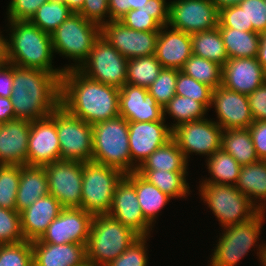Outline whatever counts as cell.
Segmentation results:
<instances>
[{"mask_svg": "<svg viewBox=\"0 0 266 266\" xmlns=\"http://www.w3.org/2000/svg\"><path fill=\"white\" fill-rule=\"evenodd\" d=\"M60 105L90 125L119 116V88L90 79L78 69L61 76Z\"/></svg>", "mask_w": 266, "mask_h": 266, "instance_id": "1", "label": "cell"}, {"mask_svg": "<svg viewBox=\"0 0 266 266\" xmlns=\"http://www.w3.org/2000/svg\"><path fill=\"white\" fill-rule=\"evenodd\" d=\"M61 80L53 73L13 65L10 97L15 118L44 119L60 106Z\"/></svg>", "mask_w": 266, "mask_h": 266, "instance_id": "2", "label": "cell"}, {"mask_svg": "<svg viewBox=\"0 0 266 266\" xmlns=\"http://www.w3.org/2000/svg\"><path fill=\"white\" fill-rule=\"evenodd\" d=\"M10 39L6 40L7 62L13 65L40 69L55 74L60 80L63 68L53 69L51 35L30 21L9 20Z\"/></svg>", "mask_w": 266, "mask_h": 266, "instance_id": "3", "label": "cell"}, {"mask_svg": "<svg viewBox=\"0 0 266 266\" xmlns=\"http://www.w3.org/2000/svg\"><path fill=\"white\" fill-rule=\"evenodd\" d=\"M140 236L108 214L93 216L86 244L91 266H106L121 255Z\"/></svg>", "mask_w": 266, "mask_h": 266, "instance_id": "4", "label": "cell"}, {"mask_svg": "<svg viewBox=\"0 0 266 266\" xmlns=\"http://www.w3.org/2000/svg\"><path fill=\"white\" fill-rule=\"evenodd\" d=\"M92 161L131 173L128 121L122 116L92 125Z\"/></svg>", "mask_w": 266, "mask_h": 266, "instance_id": "5", "label": "cell"}, {"mask_svg": "<svg viewBox=\"0 0 266 266\" xmlns=\"http://www.w3.org/2000/svg\"><path fill=\"white\" fill-rule=\"evenodd\" d=\"M50 35L53 52L79 63L65 66L63 70L77 69L88 58L95 41L101 36V26L86 20L79 13H73Z\"/></svg>", "mask_w": 266, "mask_h": 266, "instance_id": "6", "label": "cell"}, {"mask_svg": "<svg viewBox=\"0 0 266 266\" xmlns=\"http://www.w3.org/2000/svg\"><path fill=\"white\" fill-rule=\"evenodd\" d=\"M200 195L223 227L246 222L260 210L235 185L202 182Z\"/></svg>", "mask_w": 266, "mask_h": 266, "instance_id": "7", "label": "cell"}, {"mask_svg": "<svg viewBox=\"0 0 266 266\" xmlns=\"http://www.w3.org/2000/svg\"><path fill=\"white\" fill-rule=\"evenodd\" d=\"M124 176L113 167L93 161L83 162L81 208L92 216L108 214L115 187Z\"/></svg>", "mask_w": 266, "mask_h": 266, "instance_id": "8", "label": "cell"}, {"mask_svg": "<svg viewBox=\"0 0 266 266\" xmlns=\"http://www.w3.org/2000/svg\"><path fill=\"white\" fill-rule=\"evenodd\" d=\"M264 211L252 219L224 227L211 257L210 266H235L245 256L261 234Z\"/></svg>", "mask_w": 266, "mask_h": 266, "instance_id": "9", "label": "cell"}, {"mask_svg": "<svg viewBox=\"0 0 266 266\" xmlns=\"http://www.w3.org/2000/svg\"><path fill=\"white\" fill-rule=\"evenodd\" d=\"M56 123L62 160L92 161V125L73 116L61 105L50 114Z\"/></svg>", "mask_w": 266, "mask_h": 266, "instance_id": "10", "label": "cell"}, {"mask_svg": "<svg viewBox=\"0 0 266 266\" xmlns=\"http://www.w3.org/2000/svg\"><path fill=\"white\" fill-rule=\"evenodd\" d=\"M127 64L128 59L100 36L88 58L77 69L90 79L120 89L127 82Z\"/></svg>", "mask_w": 266, "mask_h": 266, "instance_id": "11", "label": "cell"}, {"mask_svg": "<svg viewBox=\"0 0 266 266\" xmlns=\"http://www.w3.org/2000/svg\"><path fill=\"white\" fill-rule=\"evenodd\" d=\"M49 194L55 197L63 208H81L83 162L57 160L44 166Z\"/></svg>", "mask_w": 266, "mask_h": 266, "instance_id": "12", "label": "cell"}, {"mask_svg": "<svg viewBox=\"0 0 266 266\" xmlns=\"http://www.w3.org/2000/svg\"><path fill=\"white\" fill-rule=\"evenodd\" d=\"M168 25L188 34L212 30L219 26V9L211 0H174Z\"/></svg>", "mask_w": 266, "mask_h": 266, "instance_id": "13", "label": "cell"}, {"mask_svg": "<svg viewBox=\"0 0 266 266\" xmlns=\"http://www.w3.org/2000/svg\"><path fill=\"white\" fill-rule=\"evenodd\" d=\"M223 129L212 120L186 122L173 129L172 138L188 161L189 153L211 156L221 149Z\"/></svg>", "mask_w": 266, "mask_h": 266, "instance_id": "14", "label": "cell"}, {"mask_svg": "<svg viewBox=\"0 0 266 266\" xmlns=\"http://www.w3.org/2000/svg\"><path fill=\"white\" fill-rule=\"evenodd\" d=\"M158 34L133 30L120 21H107L101 26V36L127 59L155 55Z\"/></svg>", "mask_w": 266, "mask_h": 266, "instance_id": "15", "label": "cell"}, {"mask_svg": "<svg viewBox=\"0 0 266 266\" xmlns=\"http://www.w3.org/2000/svg\"><path fill=\"white\" fill-rule=\"evenodd\" d=\"M93 216L82 208H63L40 239L31 243L87 244Z\"/></svg>", "mask_w": 266, "mask_h": 266, "instance_id": "16", "label": "cell"}, {"mask_svg": "<svg viewBox=\"0 0 266 266\" xmlns=\"http://www.w3.org/2000/svg\"><path fill=\"white\" fill-rule=\"evenodd\" d=\"M164 122L165 120L128 122L131 173L136 171L156 149L172 139L173 130Z\"/></svg>", "mask_w": 266, "mask_h": 266, "instance_id": "17", "label": "cell"}, {"mask_svg": "<svg viewBox=\"0 0 266 266\" xmlns=\"http://www.w3.org/2000/svg\"><path fill=\"white\" fill-rule=\"evenodd\" d=\"M215 107L218 122L223 129H245L254 122L248 97L224 86L213 89L211 106Z\"/></svg>", "mask_w": 266, "mask_h": 266, "instance_id": "18", "label": "cell"}, {"mask_svg": "<svg viewBox=\"0 0 266 266\" xmlns=\"http://www.w3.org/2000/svg\"><path fill=\"white\" fill-rule=\"evenodd\" d=\"M61 160L56 123L50 117L31 121L27 165L45 166Z\"/></svg>", "mask_w": 266, "mask_h": 266, "instance_id": "19", "label": "cell"}, {"mask_svg": "<svg viewBox=\"0 0 266 266\" xmlns=\"http://www.w3.org/2000/svg\"><path fill=\"white\" fill-rule=\"evenodd\" d=\"M108 215L130 227L139 236L148 237L152 229L143 216L135 186L125 176L115 187Z\"/></svg>", "mask_w": 266, "mask_h": 266, "instance_id": "20", "label": "cell"}, {"mask_svg": "<svg viewBox=\"0 0 266 266\" xmlns=\"http://www.w3.org/2000/svg\"><path fill=\"white\" fill-rule=\"evenodd\" d=\"M119 115L128 122L165 120L163 107L147 88L127 83L119 89Z\"/></svg>", "mask_w": 266, "mask_h": 266, "instance_id": "21", "label": "cell"}, {"mask_svg": "<svg viewBox=\"0 0 266 266\" xmlns=\"http://www.w3.org/2000/svg\"><path fill=\"white\" fill-rule=\"evenodd\" d=\"M266 82V72L257 58L228 59L223 65L222 86L249 95Z\"/></svg>", "mask_w": 266, "mask_h": 266, "instance_id": "22", "label": "cell"}, {"mask_svg": "<svg viewBox=\"0 0 266 266\" xmlns=\"http://www.w3.org/2000/svg\"><path fill=\"white\" fill-rule=\"evenodd\" d=\"M31 121L15 118L0 125V165H27Z\"/></svg>", "mask_w": 266, "mask_h": 266, "instance_id": "23", "label": "cell"}, {"mask_svg": "<svg viewBox=\"0 0 266 266\" xmlns=\"http://www.w3.org/2000/svg\"><path fill=\"white\" fill-rule=\"evenodd\" d=\"M168 27L162 26L159 31L155 56L163 68L180 70L192 55L191 34L172 28L166 32Z\"/></svg>", "mask_w": 266, "mask_h": 266, "instance_id": "24", "label": "cell"}, {"mask_svg": "<svg viewBox=\"0 0 266 266\" xmlns=\"http://www.w3.org/2000/svg\"><path fill=\"white\" fill-rule=\"evenodd\" d=\"M62 209L60 202L49 194L22 210L20 216L24 239L27 241L40 239Z\"/></svg>", "mask_w": 266, "mask_h": 266, "instance_id": "25", "label": "cell"}, {"mask_svg": "<svg viewBox=\"0 0 266 266\" xmlns=\"http://www.w3.org/2000/svg\"><path fill=\"white\" fill-rule=\"evenodd\" d=\"M33 266H85L86 245L32 243Z\"/></svg>", "mask_w": 266, "mask_h": 266, "instance_id": "26", "label": "cell"}, {"mask_svg": "<svg viewBox=\"0 0 266 266\" xmlns=\"http://www.w3.org/2000/svg\"><path fill=\"white\" fill-rule=\"evenodd\" d=\"M46 195H49V187L44 166L22 165L16 194V210L20 213Z\"/></svg>", "mask_w": 266, "mask_h": 266, "instance_id": "27", "label": "cell"}, {"mask_svg": "<svg viewBox=\"0 0 266 266\" xmlns=\"http://www.w3.org/2000/svg\"><path fill=\"white\" fill-rule=\"evenodd\" d=\"M119 21L137 31H160L162 26H168L169 3L166 0H148L144 7L130 10Z\"/></svg>", "mask_w": 266, "mask_h": 266, "instance_id": "28", "label": "cell"}, {"mask_svg": "<svg viewBox=\"0 0 266 266\" xmlns=\"http://www.w3.org/2000/svg\"><path fill=\"white\" fill-rule=\"evenodd\" d=\"M125 177L135 186L143 216L152 226L158 212L171 200V197L163 193L154 184L149 183L136 171L126 174Z\"/></svg>", "mask_w": 266, "mask_h": 266, "instance_id": "29", "label": "cell"}, {"mask_svg": "<svg viewBox=\"0 0 266 266\" xmlns=\"http://www.w3.org/2000/svg\"><path fill=\"white\" fill-rule=\"evenodd\" d=\"M235 186L242 194L246 195L260 211L265 212L264 207L266 203L261 201L266 202V160H258L257 162L241 166ZM257 198L260 199L259 201L261 202L260 204L258 203V205L256 202Z\"/></svg>", "mask_w": 266, "mask_h": 266, "instance_id": "30", "label": "cell"}, {"mask_svg": "<svg viewBox=\"0 0 266 266\" xmlns=\"http://www.w3.org/2000/svg\"><path fill=\"white\" fill-rule=\"evenodd\" d=\"M221 149L231 155L241 166L259 160L249 128L223 130Z\"/></svg>", "mask_w": 266, "mask_h": 266, "instance_id": "31", "label": "cell"}, {"mask_svg": "<svg viewBox=\"0 0 266 266\" xmlns=\"http://www.w3.org/2000/svg\"><path fill=\"white\" fill-rule=\"evenodd\" d=\"M187 163L177 142L172 138L166 144L156 149L137 170L187 171Z\"/></svg>", "mask_w": 266, "mask_h": 266, "instance_id": "32", "label": "cell"}, {"mask_svg": "<svg viewBox=\"0 0 266 266\" xmlns=\"http://www.w3.org/2000/svg\"><path fill=\"white\" fill-rule=\"evenodd\" d=\"M229 59L256 58L260 45V34L233 28H219Z\"/></svg>", "mask_w": 266, "mask_h": 266, "instance_id": "33", "label": "cell"}, {"mask_svg": "<svg viewBox=\"0 0 266 266\" xmlns=\"http://www.w3.org/2000/svg\"><path fill=\"white\" fill-rule=\"evenodd\" d=\"M192 54L224 65L229 59L219 28L191 34Z\"/></svg>", "mask_w": 266, "mask_h": 266, "instance_id": "34", "label": "cell"}, {"mask_svg": "<svg viewBox=\"0 0 266 266\" xmlns=\"http://www.w3.org/2000/svg\"><path fill=\"white\" fill-rule=\"evenodd\" d=\"M136 172L171 198H183L190 194V187L185 178L187 171L136 170Z\"/></svg>", "mask_w": 266, "mask_h": 266, "instance_id": "35", "label": "cell"}, {"mask_svg": "<svg viewBox=\"0 0 266 266\" xmlns=\"http://www.w3.org/2000/svg\"><path fill=\"white\" fill-rule=\"evenodd\" d=\"M206 161L211 178L205 179L203 182L236 185L241 165L231 155L219 149Z\"/></svg>", "mask_w": 266, "mask_h": 266, "instance_id": "36", "label": "cell"}, {"mask_svg": "<svg viewBox=\"0 0 266 266\" xmlns=\"http://www.w3.org/2000/svg\"><path fill=\"white\" fill-rule=\"evenodd\" d=\"M163 69L155 55L128 59L127 84L148 88Z\"/></svg>", "mask_w": 266, "mask_h": 266, "instance_id": "37", "label": "cell"}, {"mask_svg": "<svg viewBox=\"0 0 266 266\" xmlns=\"http://www.w3.org/2000/svg\"><path fill=\"white\" fill-rule=\"evenodd\" d=\"M74 12L62 0L42 4L30 22L43 32L52 34Z\"/></svg>", "mask_w": 266, "mask_h": 266, "instance_id": "38", "label": "cell"}, {"mask_svg": "<svg viewBox=\"0 0 266 266\" xmlns=\"http://www.w3.org/2000/svg\"><path fill=\"white\" fill-rule=\"evenodd\" d=\"M180 71L213 89L222 85L223 66L194 54L184 63Z\"/></svg>", "mask_w": 266, "mask_h": 266, "instance_id": "39", "label": "cell"}, {"mask_svg": "<svg viewBox=\"0 0 266 266\" xmlns=\"http://www.w3.org/2000/svg\"><path fill=\"white\" fill-rule=\"evenodd\" d=\"M207 108L200 102L184 96L175 95L164 107V118L166 113L177 120L176 124L171 125L173 130L178 125L186 122L205 119L204 115Z\"/></svg>", "mask_w": 266, "mask_h": 266, "instance_id": "40", "label": "cell"}, {"mask_svg": "<svg viewBox=\"0 0 266 266\" xmlns=\"http://www.w3.org/2000/svg\"><path fill=\"white\" fill-rule=\"evenodd\" d=\"M21 166L0 165V207L4 209L16 210Z\"/></svg>", "mask_w": 266, "mask_h": 266, "instance_id": "41", "label": "cell"}, {"mask_svg": "<svg viewBox=\"0 0 266 266\" xmlns=\"http://www.w3.org/2000/svg\"><path fill=\"white\" fill-rule=\"evenodd\" d=\"M175 91L176 95L192 98L202 103L207 109L211 107L213 88L205 83L196 81L180 70H178Z\"/></svg>", "mask_w": 266, "mask_h": 266, "instance_id": "42", "label": "cell"}, {"mask_svg": "<svg viewBox=\"0 0 266 266\" xmlns=\"http://www.w3.org/2000/svg\"><path fill=\"white\" fill-rule=\"evenodd\" d=\"M178 69L163 68L157 79L147 88L156 102L164 107L176 95Z\"/></svg>", "mask_w": 266, "mask_h": 266, "instance_id": "43", "label": "cell"}, {"mask_svg": "<svg viewBox=\"0 0 266 266\" xmlns=\"http://www.w3.org/2000/svg\"><path fill=\"white\" fill-rule=\"evenodd\" d=\"M0 266H33L31 241L0 244Z\"/></svg>", "mask_w": 266, "mask_h": 266, "instance_id": "44", "label": "cell"}, {"mask_svg": "<svg viewBox=\"0 0 266 266\" xmlns=\"http://www.w3.org/2000/svg\"><path fill=\"white\" fill-rule=\"evenodd\" d=\"M24 240L20 213L0 207V244H16Z\"/></svg>", "mask_w": 266, "mask_h": 266, "instance_id": "45", "label": "cell"}, {"mask_svg": "<svg viewBox=\"0 0 266 266\" xmlns=\"http://www.w3.org/2000/svg\"><path fill=\"white\" fill-rule=\"evenodd\" d=\"M146 236H140L121 255L106 266H147Z\"/></svg>", "mask_w": 266, "mask_h": 266, "instance_id": "46", "label": "cell"}, {"mask_svg": "<svg viewBox=\"0 0 266 266\" xmlns=\"http://www.w3.org/2000/svg\"><path fill=\"white\" fill-rule=\"evenodd\" d=\"M247 17L248 32L266 31V6L264 0H242L238 4Z\"/></svg>", "mask_w": 266, "mask_h": 266, "instance_id": "47", "label": "cell"}, {"mask_svg": "<svg viewBox=\"0 0 266 266\" xmlns=\"http://www.w3.org/2000/svg\"><path fill=\"white\" fill-rule=\"evenodd\" d=\"M49 0H11L8 6V20L30 21L39 7Z\"/></svg>", "mask_w": 266, "mask_h": 266, "instance_id": "48", "label": "cell"}, {"mask_svg": "<svg viewBox=\"0 0 266 266\" xmlns=\"http://www.w3.org/2000/svg\"><path fill=\"white\" fill-rule=\"evenodd\" d=\"M218 28H233L248 31L247 17L239 5L228 6L219 10Z\"/></svg>", "mask_w": 266, "mask_h": 266, "instance_id": "49", "label": "cell"}, {"mask_svg": "<svg viewBox=\"0 0 266 266\" xmlns=\"http://www.w3.org/2000/svg\"><path fill=\"white\" fill-rule=\"evenodd\" d=\"M86 20L92 21L100 26L105 24V16L110 21L108 0H84L82 8L77 12Z\"/></svg>", "mask_w": 266, "mask_h": 266, "instance_id": "50", "label": "cell"}, {"mask_svg": "<svg viewBox=\"0 0 266 266\" xmlns=\"http://www.w3.org/2000/svg\"><path fill=\"white\" fill-rule=\"evenodd\" d=\"M247 97L254 121H266V82Z\"/></svg>", "mask_w": 266, "mask_h": 266, "instance_id": "51", "label": "cell"}, {"mask_svg": "<svg viewBox=\"0 0 266 266\" xmlns=\"http://www.w3.org/2000/svg\"><path fill=\"white\" fill-rule=\"evenodd\" d=\"M249 131L259 160H266V121H254Z\"/></svg>", "mask_w": 266, "mask_h": 266, "instance_id": "52", "label": "cell"}, {"mask_svg": "<svg viewBox=\"0 0 266 266\" xmlns=\"http://www.w3.org/2000/svg\"><path fill=\"white\" fill-rule=\"evenodd\" d=\"M13 88V64L0 68V96L10 98Z\"/></svg>", "mask_w": 266, "mask_h": 266, "instance_id": "53", "label": "cell"}, {"mask_svg": "<svg viewBox=\"0 0 266 266\" xmlns=\"http://www.w3.org/2000/svg\"><path fill=\"white\" fill-rule=\"evenodd\" d=\"M110 21H119L131 9L128 0H108Z\"/></svg>", "mask_w": 266, "mask_h": 266, "instance_id": "54", "label": "cell"}, {"mask_svg": "<svg viewBox=\"0 0 266 266\" xmlns=\"http://www.w3.org/2000/svg\"><path fill=\"white\" fill-rule=\"evenodd\" d=\"M15 119V112L10 98L0 96V122Z\"/></svg>", "mask_w": 266, "mask_h": 266, "instance_id": "55", "label": "cell"}, {"mask_svg": "<svg viewBox=\"0 0 266 266\" xmlns=\"http://www.w3.org/2000/svg\"><path fill=\"white\" fill-rule=\"evenodd\" d=\"M256 58L266 72V31L260 34V45Z\"/></svg>", "mask_w": 266, "mask_h": 266, "instance_id": "56", "label": "cell"}, {"mask_svg": "<svg viewBox=\"0 0 266 266\" xmlns=\"http://www.w3.org/2000/svg\"><path fill=\"white\" fill-rule=\"evenodd\" d=\"M6 40L7 39H5L4 36L0 35V68H2L8 63Z\"/></svg>", "mask_w": 266, "mask_h": 266, "instance_id": "57", "label": "cell"}, {"mask_svg": "<svg viewBox=\"0 0 266 266\" xmlns=\"http://www.w3.org/2000/svg\"><path fill=\"white\" fill-rule=\"evenodd\" d=\"M211 1L220 10L228 6L238 5L242 0H211Z\"/></svg>", "mask_w": 266, "mask_h": 266, "instance_id": "58", "label": "cell"}, {"mask_svg": "<svg viewBox=\"0 0 266 266\" xmlns=\"http://www.w3.org/2000/svg\"><path fill=\"white\" fill-rule=\"evenodd\" d=\"M74 13H77L84 3V0H62Z\"/></svg>", "mask_w": 266, "mask_h": 266, "instance_id": "59", "label": "cell"}, {"mask_svg": "<svg viewBox=\"0 0 266 266\" xmlns=\"http://www.w3.org/2000/svg\"><path fill=\"white\" fill-rule=\"evenodd\" d=\"M147 2L148 0H128V6L131 10H137L144 7Z\"/></svg>", "mask_w": 266, "mask_h": 266, "instance_id": "60", "label": "cell"}, {"mask_svg": "<svg viewBox=\"0 0 266 266\" xmlns=\"http://www.w3.org/2000/svg\"><path fill=\"white\" fill-rule=\"evenodd\" d=\"M258 249L259 252H257L258 253L257 255L259 256V258H261L260 260L263 266H266V245L265 244L264 245L262 244V246L259 245Z\"/></svg>", "mask_w": 266, "mask_h": 266, "instance_id": "61", "label": "cell"}]
</instances>
